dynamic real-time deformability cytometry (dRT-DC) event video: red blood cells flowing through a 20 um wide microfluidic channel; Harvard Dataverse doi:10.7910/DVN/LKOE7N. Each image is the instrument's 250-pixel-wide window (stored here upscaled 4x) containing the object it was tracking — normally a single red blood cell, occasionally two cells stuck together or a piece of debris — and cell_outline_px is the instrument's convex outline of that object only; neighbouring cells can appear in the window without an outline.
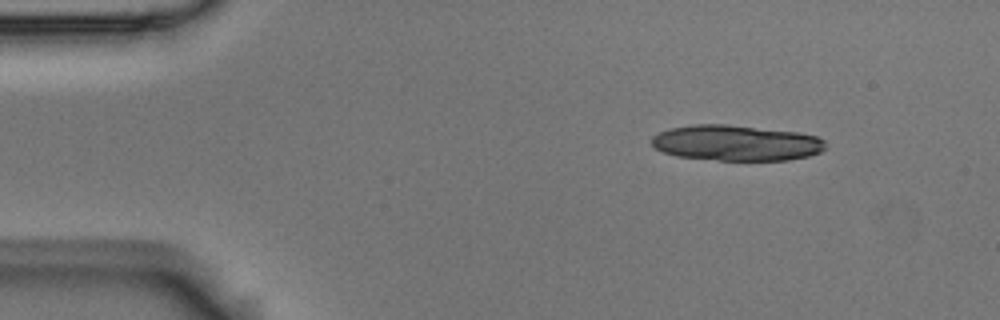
{"species": "Egyptian fruit bat (a non-hibernating species)", "species_latin": "Rousettus aegyptiacus", "temperature_condition": "room temperature", "stored_images_in_passage": 3, "camera_frame_rate_fps": 3000, "um_per_image_px": 0.085, "animal": {"sex": "male"}, "frame": {"image": 1, "passage_image": 1, "time_ms": 0.0, "image_size_px": [1000, 320], "cell_outline_px": [[828, 148], [820, 152], [808, 156], [788, 160], [720, 160], [676, 156], [664, 152], [656, 148], [652, 144], [652, 136], [668, 128], [692, 124], [728, 124], [800, 132], [816, 136], [824, 140]], "centroid_in_image_um": [62.6, 12.14], "position_along_channel_um": 22.4, "area_um2": 36.36}}